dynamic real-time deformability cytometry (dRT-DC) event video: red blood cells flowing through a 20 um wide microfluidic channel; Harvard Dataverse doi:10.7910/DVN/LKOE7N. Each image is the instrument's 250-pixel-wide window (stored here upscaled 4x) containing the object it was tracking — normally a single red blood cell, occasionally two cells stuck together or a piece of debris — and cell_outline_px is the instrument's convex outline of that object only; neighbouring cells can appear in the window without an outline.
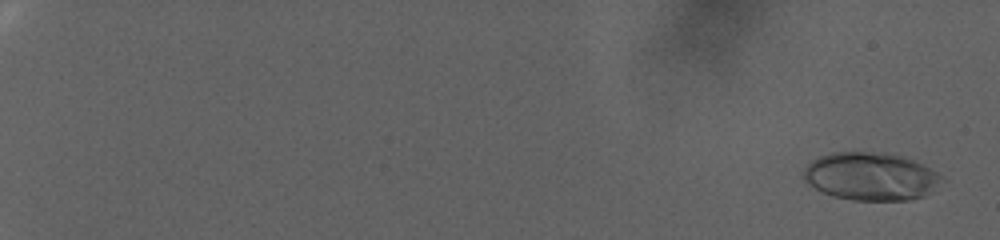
{"species": "human", "species_latin": "Homo sapiens", "temperature_condition": "warm", "stored_images_in_passage": 95, "camera_frame_rate_fps": 3000, "um_per_image_px": 0.085, "donor": {"sex": "female"}, "frame": {"image": 1, "passage_image": 4, "time_ms": 1.0, "image_size_px": [1000, 240], "cell_outline_px": [[948, 180], [924, 196], [908, 200], [852, 200], [832, 196], [820, 192], [808, 184], [800, 176], [804, 168], [812, 160], [820, 156], [832, 152], [884, 152], [904, 156], [916, 160], [924, 164], [944, 176]], "centroid_in_image_um": [74.04, 14.99], "position_along_channel_um": 11.0, "area_um2": 39.48}}
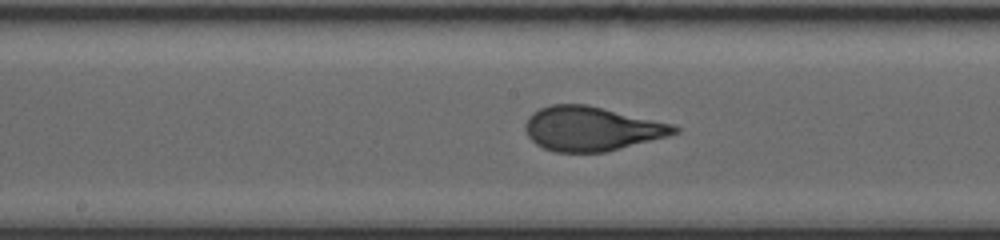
{"frame": {"image": 2, "passage_image": 58, "time_ms": 19.0, "image_size_px": [1000, 240], "cell_outline_px": [[680, 132], [668, 136], [604, 152], [556, 152], [544, 148], [536, 144], [528, 136], [524, 128], [524, 124], [528, 116], [532, 112], [540, 108], [552, 104], [588, 104], [676, 124], [680, 128]], "centroid_in_image_um": [50.3, 10.92], "position_along_channel_um": 197.9, "area_um2": 38.78}}
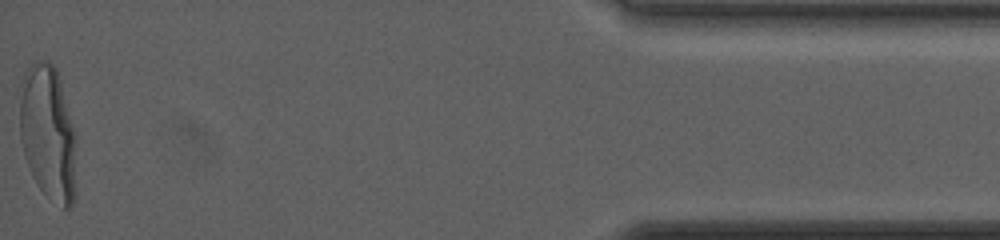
{"frame": {"image": 3, "passage_image": 95, "time_ms": 31.333, "image_size_px": [1000, 240], "cell_outline_px": [[76, 192], [72, 208], [64, 208], [44, 192], [36, 184], [32, 176], [20, 140], [20, 104], [24, 72], [32, 60], [48, 60], [56, 68], [60, 80], [72, 124], [76, 140]], "centroid_in_image_um": [4.1, 11.3], "position_along_channel_um": 431.1, "area_um2": 44.68}, "authors_computed_cell_mechanics": {"area_um2": 37.9168, "velocity_mm_per_s": 2.4173, "shape_relaxation_time_tau1_ms": 10.2182, "shape_relaxation_time_tau2_ms": null, "deformation_change_tau1": 0.2991, "deformation_change_tau2": null}}